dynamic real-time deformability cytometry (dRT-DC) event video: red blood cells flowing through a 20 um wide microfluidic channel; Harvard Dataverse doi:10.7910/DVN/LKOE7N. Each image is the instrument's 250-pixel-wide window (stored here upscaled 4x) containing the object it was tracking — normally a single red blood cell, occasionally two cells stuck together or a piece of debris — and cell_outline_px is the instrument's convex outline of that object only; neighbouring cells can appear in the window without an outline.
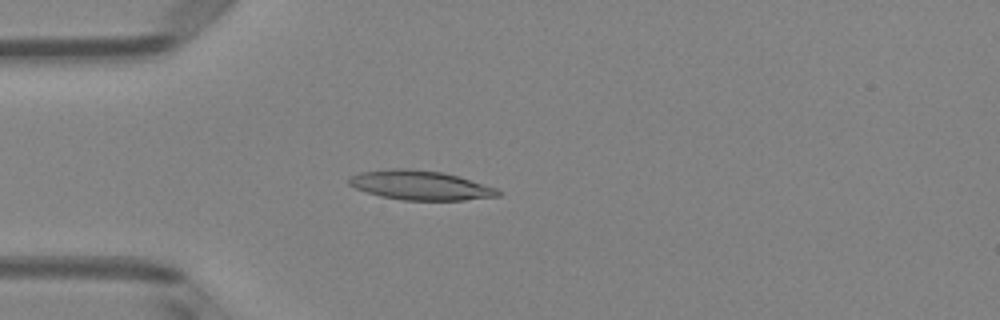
{"species": "Egyptian fruit bat (a non-hibernating species)", "species_latin": "Rousettus aegyptiacus", "temperature_condition": "room temperature", "stored_images_in_passage": 51, "camera_frame_rate_fps": 3000, "um_per_image_px": 0.085, "animal": {"sex": "female"}, "frame": {"image": 1, "passage_image": 14, "time_ms": 4.333, "image_size_px": [1000, 320], "cell_outline_px": [[504, 192], [500, 196], [464, 200], [404, 200], [380, 196], [356, 188], [348, 184], [348, 176], [360, 172], [392, 168], [408, 168], [440, 172], [456, 176], [496, 188]], "centroid_in_image_um": [35.7, 15.75], "position_along_channel_um": 49.3, "area_um2": 25.37}}
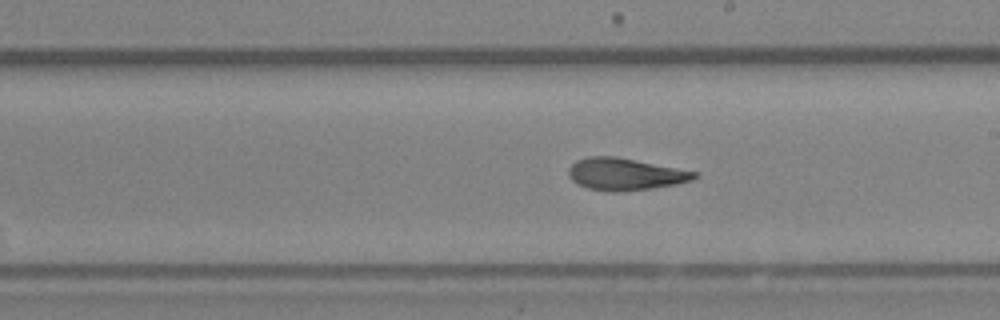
{"frame": {"image": 2, "passage_image": 29, "time_ms": 9.333, "image_size_px": [1000, 320], "cell_outline_px": [[700, 172], [692, 180], [676, 184], [652, 188], [624, 192], [608, 192], [588, 188], [576, 184], [568, 176], [568, 168], [576, 160], [588, 156], [616, 156]], "centroid_in_image_um": [53.12, 14.8], "position_along_channel_um": 235.9, "area_um2": 23.81}}
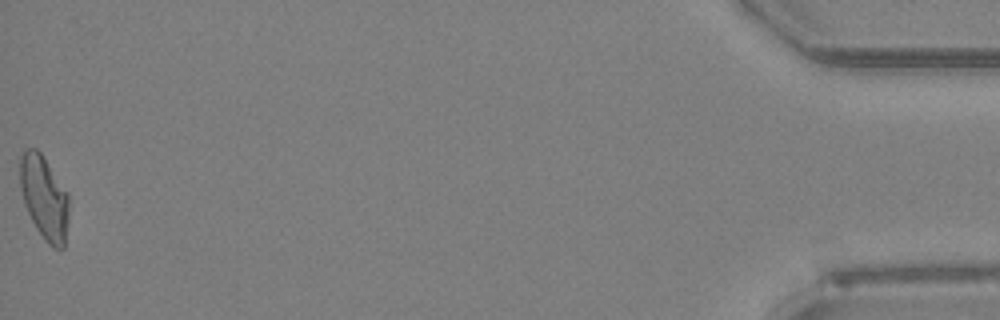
{"frame": {"image": 3, "passage_image": 51, "time_ms": 16.667, "image_size_px": [1000, 320], "cell_outline_px": [[68, 220], [64, 248], [52, 248], [48, 244], [36, 228], [24, 204], [20, 188], [20, 156], [24, 148], [36, 148], [40, 152], [68, 192]], "centroid_in_image_um": [3.75, 16.78], "position_along_channel_um": 431.4, "area_um2": 23.87}, "authors_computed_cell_mechanics": {"area_um2": 23.9292, "velocity_mm_per_s": 3.9883, "shape_relaxation_time_tau1_ms": 7.7319, "shape_relaxation_time_tau2_ms": 2.1714, "deformation_change_tau1": 0.2263, "deformation_change_tau2": 0.1042}}